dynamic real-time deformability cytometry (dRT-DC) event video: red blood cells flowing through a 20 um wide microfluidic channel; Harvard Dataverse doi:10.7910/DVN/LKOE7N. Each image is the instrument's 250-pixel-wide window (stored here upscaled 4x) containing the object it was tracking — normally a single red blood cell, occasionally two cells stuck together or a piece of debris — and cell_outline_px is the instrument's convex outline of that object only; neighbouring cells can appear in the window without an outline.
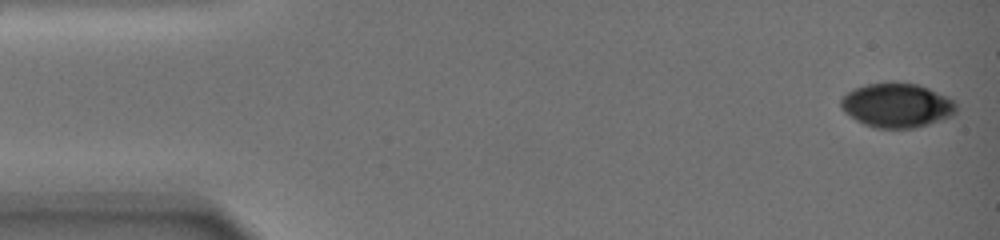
{"species": "common noctule bat (a hibernating species)", "species_latin": "Nyctalus noctula", "temperature_condition": "warm", "stored_images_in_passage": 18, "camera_frame_rate_fps": 3000, "um_per_image_px": 0.085, "animal": {"sex": "female", "body_mass_g": 19.0, "forearm_length_mm": 51.5}, "frame": {"image": 1, "passage_image": 1, "time_ms": 0.0, "image_size_px": [1000, 240], "cell_outline_px": [[956, 112], [952, 116], [916, 128], [872, 128], [856, 120], [844, 112], [840, 108], [840, 100], [848, 92], [864, 84], [888, 80], [892, 80], [920, 84], [948, 96], [956, 100]], "centroid_in_image_um": [76.24, 8.92], "position_along_channel_um": 8.8, "area_um2": 30.58}}
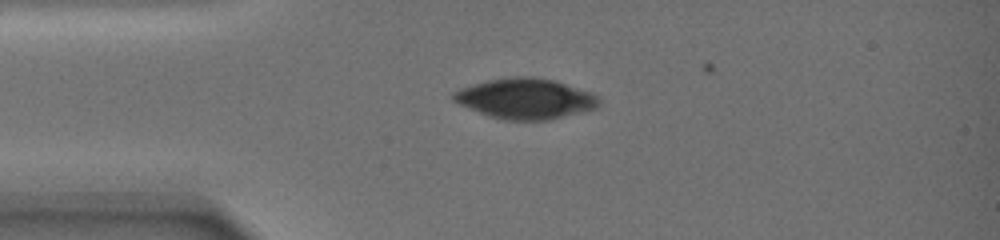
{"frame": {"image": 2, "passage_image": 12, "time_ms": 4.333, "image_size_px": [1000, 240], "cell_outline_px": [[600, 104], [596, 108], [548, 120], [500, 120], [488, 116], [468, 108], [452, 100], [452, 92], [460, 88], [472, 84], [488, 80], [508, 76], [532, 76], [556, 80], [592, 92], [600, 100]], "centroid_in_image_um": [44.64, 8.37], "position_along_channel_um": 40.4, "area_um2": 34.62}}